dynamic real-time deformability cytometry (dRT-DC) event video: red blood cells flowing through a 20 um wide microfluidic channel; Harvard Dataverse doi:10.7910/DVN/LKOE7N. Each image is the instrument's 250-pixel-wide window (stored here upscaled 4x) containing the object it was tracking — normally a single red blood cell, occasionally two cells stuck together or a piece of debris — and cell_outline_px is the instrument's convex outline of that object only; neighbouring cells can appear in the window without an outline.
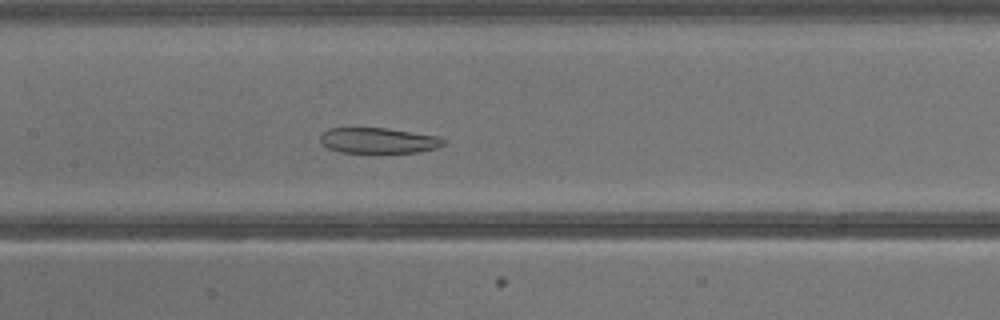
{"species": "common noctule bat (a hibernating species)", "species_latin": "Nyctalus noctula", "temperature_condition": "warm", "stored_images_in_passage": 41, "camera_frame_rate_fps": 3000, "um_per_image_px": 0.085, "animal": {"sex": "male", "body_mass_g": 13.3}, "frame": {"image": 1, "passage_image": 20, "time_ms": 6.333, "image_size_px": [1000, 320], "cell_outline_px": [[444, 144], [436, 148], [416, 152], [340, 152], [328, 148], [320, 144], [320, 136], [328, 128], [388, 128], [440, 136], [444, 140]], "centroid_in_image_um": [32.15, 11.93], "position_along_channel_um": 175.3, "area_um2": 18.32}}
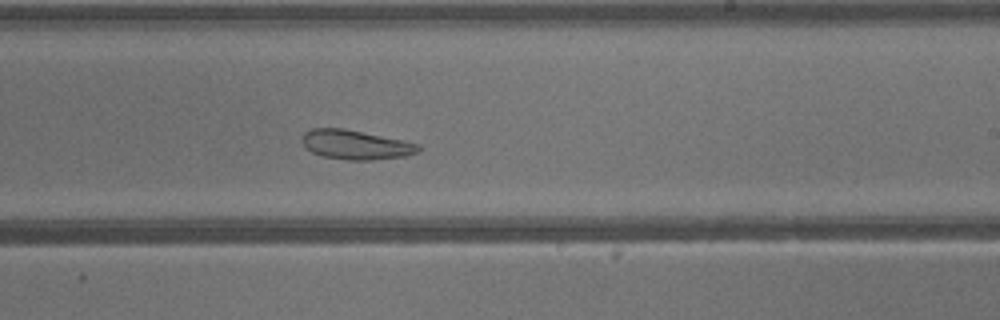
{"frame": {"image": 2, "passage_image": 25, "time_ms": 8.0, "image_size_px": [1000, 320], "cell_outline_px": [[420, 148], [416, 152], [404, 156], [372, 160], [348, 160], [324, 156], [312, 152], [300, 140], [300, 136], [304, 132], [312, 128], [344, 128], [420, 144]], "centroid_in_image_um": [30.19, 12.29], "position_along_channel_um": 258.8, "area_um2": 19.71}}
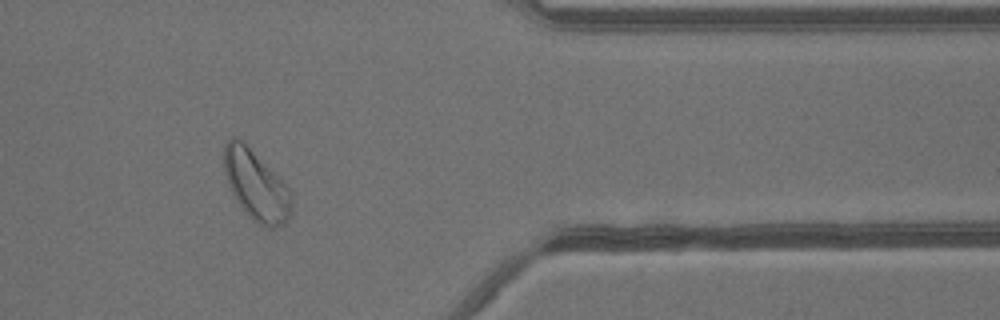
{"frame": {"image": 3, "passage_image": 34, "time_ms": 11.0, "image_size_px": [1000, 320], "cell_outline_px": [[292, 212], [284, 224], [272, 228], [268, 228], [260, 224], [240, 204], [232, 192], [228, 184], [224, 172], [224, 144], [232, 136], [236, 136], [288, 188], [292, 196]], "centroid_in_image_um": [21.76, 15.77], "position_along_channel_um": 389.6, "area_um2": 26.36}}